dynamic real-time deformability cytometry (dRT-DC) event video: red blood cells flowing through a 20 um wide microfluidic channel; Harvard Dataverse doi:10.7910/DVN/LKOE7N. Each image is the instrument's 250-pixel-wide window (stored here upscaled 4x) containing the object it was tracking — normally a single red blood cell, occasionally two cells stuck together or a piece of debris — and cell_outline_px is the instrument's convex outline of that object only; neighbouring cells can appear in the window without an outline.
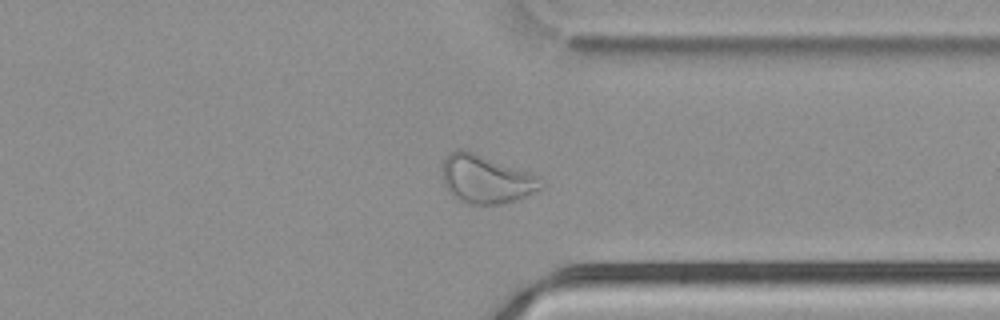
{"species": "common noctule bat (a hibernating species)", "species_latin": "Nyctalus noctula", "temperature_condition": "cold", "stored_images_in_passage": 39, "segment_of_instrument_passage": [1, 2], "camera_frame_rate_fps": 3000, "um_per_image_px": 0.085, "animal": {"sex": "male", "body_mass_g": 21.5, "forearm_length_mm": 52.0}, "frame": {"image": 1, "passage_image": 26, "time_ms": 8.333, "image_size_px": [1000, 320], "cell_outline_px": [[544, 188], [516, 200], [500, 204], [468, 204], [456, 200], [448, 192], [440, 176], [444, 156], [448, 152], [456, 148], [464, 148], [540, 176], [544, 184]], "centroid_in_image_um": [41.26, 15.21], "position_along_channel_um": 370.1, "area_um2": 28.61}}
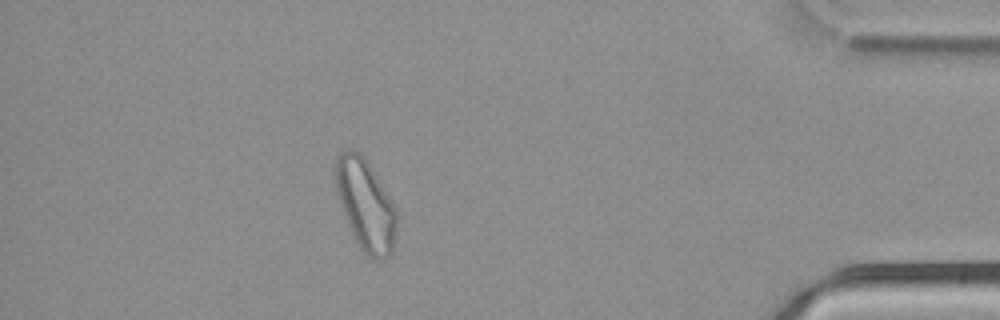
{"frame": {"image": 2, "passage_image": 32, "time_ms": 10.333, "image_size_px": [1000, 320], "cell_outline_px": [[396, 232], [392, 248], [388, 256], [384, 260], [380, 260], [368, 256], [356, 244], [352, 236], [336, 192], [332, 164], [336, 156], [340, 152], [360, 152], [364, 156], [396, 208]], "centroid_in_image_um": [31.02, 17.41], "position_along_channel_um": 404.2, "area_um2": 32.48}}